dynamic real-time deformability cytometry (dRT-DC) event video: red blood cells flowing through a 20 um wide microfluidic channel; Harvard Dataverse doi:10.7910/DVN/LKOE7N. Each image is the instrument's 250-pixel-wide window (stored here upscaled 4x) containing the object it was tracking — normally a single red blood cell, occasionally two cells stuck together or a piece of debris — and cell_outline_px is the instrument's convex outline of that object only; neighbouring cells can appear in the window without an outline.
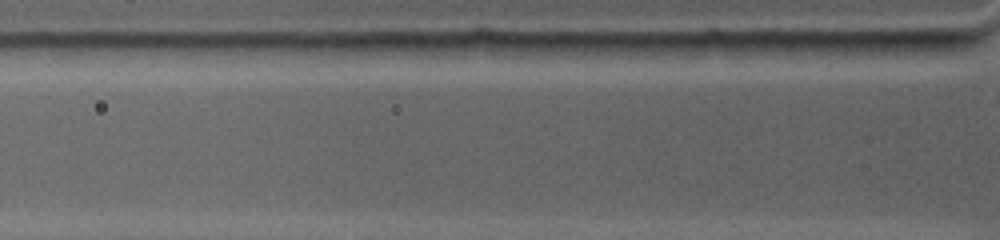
{"species": "common noctule bat (a hibernating species)", "species_latin": "Nyctalus noctula", "temperature_condition": "warm", "stored_images_in_passage": 2, "segment_of_instrument_passage": [2, 2], "camera_frame_rate_fps": 4500, "um_per_image_px": 0.085, "animal": {"sex": "female", "body_mass_g": 19.0, "forearm_length_mm": 53.3}, "frame": {"image": 1, "passage_image": 2, "time_ms": 0.222, "image_size_px": [1000, 240], "cell_outline_px": [[736, 44], [724, 52], [708, 56], [640, 60], [596, 60], [584, 44], [704, 40], [724, 40]], "centroid_in_image_um": [55.91, 4.23], "position_along_channel_um": 69.9, "area_um2": 16.65}}